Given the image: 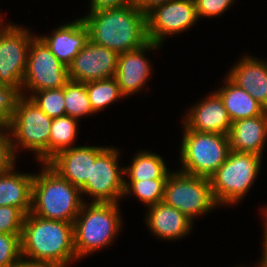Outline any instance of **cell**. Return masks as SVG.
<instances>
[{"instance_id": "8d00e7d4", "label": "cell", "mask_w": 267, "mask_h": 267, "mask_svg": "<svg viewBox=\"0 0 267 267\" xmlns=\"http://www.w3.org/2000/svg\"><path fill=\"white\" fill-rule=\"evenodd\" d=\"M264 248H263V253H262V259L260 261V263L264 266V267H267V237H264Z\"/></svg>"}, {"instance_id": "f1b7e54d", "label": "cell", "mask_w": 267, "mask_h": 267, "mask_svg": "<svg viewBox=\"0 0 267 267\" xmlns=\"http://www.w3.org/2000/svg\"><path fill=\"white\" fill-rule=\"evenodd\" d=\"M22 96H24L22 87L0 83V128L10 127L14 111Z\"/></svg>"}, {"instance_id": "7402d4cb", "label": "cell", "mask_w": 267, "mask_h": 267, "mask_svg": "<svg viewBox=\"0 0 267 267\" xmlns=\"http://www.w3.org/2000/svg\"><path fill=\"white\" fill-rule=\"evenodd\" d=\"M224 87L215 91L223 101L232 122L261 115L265 108L249 93L239 88L226 76Z\"/></svg>"}, {"instance_id": "484cf974", "label": "cell", "mask_w": 267, "mask_h": 267, "mask_svg": "<svg viewBox=\"0 0 267 267\" xmlns=\"http://www.w3.org/2000/svg\"><path fill=\"white\" fill-rule=\"evenodd\" d=\"M66 116L74 119L94 114L88 99L86 84L69 80L64 86Z\"/></svg>"}, {"instance_id": "e575fe53", "label": "cell", "mask_w": 267, "mask_h": 267, "mask_svg": "<svg viewBox=\"0 0 267 267\" xmlns=\"http://www.w3.org/2000/svg\"><path fill=\"white\" fill-rule=\"evenodd\" d=\"M168 1L170 0H132V4L147 14L154 7L164 4Z\"/></svg>"}, {"instance_id": "9c48e42d", "label": "cell", "mask_w": 267, "mask_h": 267, "mask_svg": "<svg viewBox=\"0 0 267 267\" xmlns=\"http://www.w3.org/2000/svg\"><path fill=\"white\" fill-rule=\"evenodd\" d=\"M69 81L68 66L62 63L36 36L29 46L23 89L33 92L63 88Z\"/></svg>"}, {"instance_id": "836d02e7", "label": "cell", "mask_w": 267, "mask_h": 267, "mask_svg": "<svg viewBox=\"0 0 267 267\" xmlns=\"http://www.w3.org/2000/svg\"><path fill=\"white\" fill-rule=\"evenodd\" d=\"M90 11L120 8L132 4V0H90Z\"/></svg>"}, {"instance_id": "d4e9b609", "label": "cell", "mask_w": 267, "mask_h": 267, "mask_svg": "<svg viewBox=\"0 0 267 267\" xmlns=\"http://www.w3.org/2000/svg\"><path fill=\"white\" fill-rule=\"evenodd\" d=\"M86 89L94 113L106 108L118 99L124 98L116 79L108 78L86 82Z\"/></svg>"}, {"instance_id": "603a6c76", "label": "cell", "mask_w": 267, "mask_h": 267, "mask_svg": "<svg viewBox=\"0 0 267 267\" xmlns=\"http://www.w3.org/2000/svg\"><path fill=\"white\" fill-rule=\"evenodd\" d=\"M123 168L130 181L167 179L170 174L162 157L146 150L135 154L131 165Z\"/></svg>"}, {"instance_id": "4316f807", "label": "cell", "mask_w": 267, "mask_h": 267, "mask_svg": "<svg viewBox=\"0 0 267 267\" xmlns=\"http://www.w3.org/2000/svg\"><path fill=\"white\" fill-rule=\"evenodd\" d=\"M167 179L127 181L124 179V197L134 194L147 207L163 201Z\"/></svg>"}, {"instance_id": "4fadbf2b", "label": "cell", "mask_w": 267, "mask_h": 267, "mask_svg": "<svg viewBox=\"0 0 267 267\" xmlns=\"http://www.w3.org/2000/svg\"><path fill=\"white\" fill-rule=\"evenodd\" d=\"M119 54L91 40L68 65L69 80L89 82L113 78L117 71Z\"/></svg>"}, {"instance_id": "7a4b0ae2", "label": "cell", "mask_w": 267, "mask_h": 267, "mask_svg": "<svg viewBox=\"0 0 267 267\" xmlns=\"http://www.w3.org/2000/svg\"><path fill=\"white\" fill-rule=\"evenodd\" d=\"M20 242L21 256L26 261L53 262L68 266L69 262L77 260L71 222L26 214Z\"/></svg>"}, {"instance_id": "83f0119b", "label": "cell", "mask_w": 267, "mask_h": 267, "mask_svg": "<svg viewBox=\"0 0 267 267\" xmlns=\"http://www.w3.org/2000/svg\"><path fill=\"white\" fill-rule=\"evenodd\" d=\"M50 118L66 115L64 103V87L59 89H46L33 92L28 96Z\"/></svg>"}, {"instance_id": "ac0fdd59", "label": "cell", "mask_w": 267, "mask_h": 267, "mask_svg": "<svg viewBox=\"0 0 267 267\" xmlns=\"http://www.w3.org/2000/svg\"><path fill=\"white\" fill-rule=\"evenodd\" d=\"M227 77L267 110V62L244 56L234 65Z\"/></svg>"}, {"instance_id": "1f68e13d", "label": "cell", "mask_w": 267, "mask_h": 267, "mask_svg": "<svg viewBox=\"0 0 267 267\" xmlns=\"http://www.w3.org/2000/svg\"><path fill=\"white\" fill-rule=\"evenodd\" d=\"M15 159L10 127H2L0 128V173L15 167Z\"/></svg>"}, {"instance_id": "e0dca14e", "label": "cell", "mask_w": 267, "mask_h": 267, "mask_svg": "<svg viewBox=\"0 0 267 267\" xmlns=\"http://www.w3.org/2000/svg\"><path fill=\"white\" fill-rule=\"evenodd\" d=\"M66 66L89 40V31L82 18L55 28L52 35L39 37Z\"/></svg>"}, {"instance_id": "cb8c5ba5", "label": "cell", "mask_w": 267, "mask_h": 267, "mask_svg": "<svg viewBox=\"0 0 267 267\" xmlns=\"http://www.w3.org/2000/svg\"><path fill=\"white\" fill-rule=\"evenodd\" d=\"M78 120L70 116H62L52 119L51 133L49 137V160L57 153L74 147L77 137Z\"/></svg>"}, {"instance_id": "5bb4252c", "label": "cell", "mask_w": 267, "mask_h": 267, "mask_svg": "<svg viewBox=\"0 0 267 267\" xmlns=\"http://www.w3.org/2000/svg\"><path fill=\"white\" fill-rule=\"evenodd\" d=\"M106 148L107 146L72 147L57 153L46 164L59 176L81 188L90 178L91 164Z\"/></svg>"}, {"instance_id": "8992f818", "label": "cell", "mask_w": 267, "mask_h": 267, "mask_svg": "<svg viewBox=\"0 0 267 267\" xmlns=\"http://www.w3.org/2000/svg\"><path fill=\"white\" fill-rule=\"evenodd\" d=\"M179 171L210 178L230 152L229 135L198 132L183 127Z\"/></svg>"}, {"instance_id": "5b68a950", "label": "cell", "mask_w": 267, "mask_h": 267, "mask_svg": "<svg viewBox=\"0 0 267 267\" xmlns=\"http://www.w3.org/2000/svg\"><path fill=\"white\" fill-rule=\"evenodd\" d=\"M262 156L230 150L226 161L209 178L218 205L236 204L257 179Z\"/></svg>"}, {"instance_id": "277c9868", "label": "cell", "mask_w": 267, "mask_h": 267, "mask_svg": "<svg viewBox=\"0 0 267 267\" xmlns=\"http://www.w3.org/2000/svg\"><path fill=\"white\" fill-rule=\"evenodd\" d=\"M119 203H84L73 222L74 249L77 259L113 242L121 230Z\"/></svg>"}, {"instance_id": "d6a6232c", "label": "cell", "mask_w": 267, "mask_h": 267, "mask_svg": "<svg viewBox=\"0 0 267 267\" xmlns=\"http://www.w3.org/2000/svg\"><path fill=\"white\" fill-rule=\"evenodd\" d=\"M198 17H215L224 13L234 0H194Z\"/></svg>"}, {"instance_id": "30bf717a", "label": "cell", "mask_w": 267, "mask_h": 267, "mask_svg": "<svg viewBox=\"0 0 267 267\" xmlns=\"http://www.w3.org/2000/svg\"><path fill=\"white\" fill-rule=\"evenodd\" d=\"M0 21V83L22 87L29 46L36 37L15 24Z\"/></svg>"}, {"instance_id": "7c38bea8", "label": "cell", "mask_w": 267, "mask_h": 267, "mask_svg": "<svg viewBox=\"0 0 267 267\" xmlns=\"http://www.w3.org/2000/svg\"><path fill=\"white\" fill-rule=\"evenodd\" d=\"M199 19L194 0H170L146 14L149 41L162 45L165 37L188 30Z\"/></svg>"}, {"instance_id": "2e32d148", "label": "cell", "mask_w": 267, "mask_h": 267, "mask_svg": "<svg viewBox=\"0 0 267 267\" xmlns=\"http://www.w3.org/2000/svg\"><path fill=\"white\" fill-rule=\"evenodd\" d=\"M188 111L183 119L187 129L229 135L232 121L223 101L215 91Z\"/></svg>"}, {"instance_id": "9a60e30c", "label": "cell", "mask_w": 267, "mask_h": 267, "mask_svg": "<svg viewBox=\"0 0 267 267\" xmlns=\"http://www.w3.org/2000/svg\"><path fill=\"white\" fill-rule=\"evenodd\" d=\"M157 47L161 45L148 41L136 50L119 54L114 78L125 97L139 92L149 80L152 69L145 53Z\"/></svg>"}, {"instance_id": "f546056e", "label": "cell", "mask_w": 267, "mask_h": 267, "mask_svg": "<svg viewBox=\"0 0 267 267\" xmlns=\"http://www.w3.org/2000/svg\"><path fill=\"white\" fill-rule=\"evenodd\" d=\"M20 236L0 233V267H18L21 263Z\"/></svg>"}, {"instance_id": "44dd1931", "label": "cell", "mask_w": 267, "mask_h": 267, "mask_svg": "<svg viewBox=\"0 0 267 267\" xmlns=\"http://www.w3.org/2000/svg\"><path fill=\"white\" fill-rule=\"evenodd\" d=\"M14 169L0 173V206L19 208L26 215L31 212L34 174Z\"/></svg>"}, {"instance_id": "ffe728a7", "label": "cell", "mask_w": 267, "mask_h": 267, "mask_svg": "<svg viewBox=\"0 0 267 267\" xmlns=\"http://www.w3.org/2000/svg\"><path fill=\"white\" fill-rule=\"evenodd\" d=\"M229 140L230 150L262 156L267 140V110L256 117L232 122Z\"/></svg>"}, {"instance_id": "d590c367", "label": "cell", "mask_w": 267, "mask_h": 267, "mask_svg": "<svg viewBox=\"0 0 267 267\" xmlns=\"http://www.w3.org/2000/svg\"><path fill=\"white\" fill-rule=\"evenodd\" d=\"M18 267H67V265L53 262H33L22 259Z\"/></svg>"}, {"instance_id": "d6986e66", "label": "cell", "mask_w": 267, "mask_h": 267, "mask_svg": "<svg viewBox=\"0 0 267 267\" xmlns=\"http://www.w3.org/2000/svg\"><path fill=\"white\" fill-rule=\"evenodd\" d=\"M145 217L151 233L166 240L183 238L192 229L193 221L163 201L148 207Z\"/></svg>"}, {"instance_id": "6da1fadb", "label": "cell", "mask_w": 267, "mask_h": 267, "mask_svg": "<svg viewBox=\"0 0 267 267\" xmlns=\"http://www.w3.org/2000/svg\"><path fill=\"white\" fill-rule=\"evenodd\" d=\"M82 19L88 28L89 40L118 54L136 50L149 41L146 14L133 4L89 11Z\"/></svg>"}, {"instance_id": "74e56055", "label": "cell", "mask_w": 267, "mask_h": 267, "mask_svg": "<svg viewBox=\"0 0 267 267\" xmlns=\"http://www.w3.org/2000/svg\"><path fill=\"white\" fill-rule=\"evenodd\" d=\"M264 211H262V213L264 212V217H265V223H264V235H263V237H267V207H265L264 209H263Z\"/></svg>"}, {"instance_id": "8fae6325", "label": "cell", "mask_w": 267, "mask_h": 267, "mask_svg": "<svg viewBox=\"0 0 267 267\" xmlns=\"http://www.w3.org/2000/svg\"><path fill=\"white\" fill-rule=\"evenodd\" d=\"M119 156L117 149L107 147L91 164L90 178L80 190L92 196V202L118 203L124 196V168L118 166Z\"/></svg>"}, {"instance_id": "4dcf8cb0", "label": "cell", "mask_w": 267, "mask_h": 267, "mask_svg": "<svg viewBox=\"0 0 267 267\" xmlns=\"http://www.w3.org/2000/svg\"><path fill=\"white\" fill-rule=\"evenodd\" d=\"M25 214L16 207L0 206V233L21 234Z\"/></svg>"}, {"instance_id": "52a82bcc", "label": "cell", "mask_w": 267, "mask_h": 267, "mask_svg": "<svg viewBox=\"0 0 267 267\" xmlns=\"http://www.w3.org/2000/svg\"><path fill=\"white\" fill-rule=\"evenodd\" d=\"M51 124L52 118L44 113L27 94L22 96L10 123L14 153L18 149L16 147H21L37 154L36 157L40 163H47Z\"/></svg>"}, {"instance_id": "3957f363", "label": "cell", "mask_w": 267, "mask_h": 267, "mask_svg": "<svg viewBox=\"0 0 267 267\" xmlns=\"http://www.w3.org/2000/svg\"><path fill=\"white\" fill-rule=\"evenodd\" d=\"M42 165L41 173L33 177L30 213L48 220L73 223L85 203L80 188L59 176L46 163Z\"/></svg>"}, {"instance_id": "ba28073f", "label": "cell", "mask_w": 267, "mask_h": 267, "mask_svg": "<svg viewBox=\"0 0 267 267\" xmlns=\"http://www.w3.org/2000/svg\"><path fill=\"white\" fill-rule=\"evenodd\" d=\"M177 171L170 172L166 180L163 197L165 204L176 208L191 220L219 206L209 178Z\"/></svg>"}]
</instances>
